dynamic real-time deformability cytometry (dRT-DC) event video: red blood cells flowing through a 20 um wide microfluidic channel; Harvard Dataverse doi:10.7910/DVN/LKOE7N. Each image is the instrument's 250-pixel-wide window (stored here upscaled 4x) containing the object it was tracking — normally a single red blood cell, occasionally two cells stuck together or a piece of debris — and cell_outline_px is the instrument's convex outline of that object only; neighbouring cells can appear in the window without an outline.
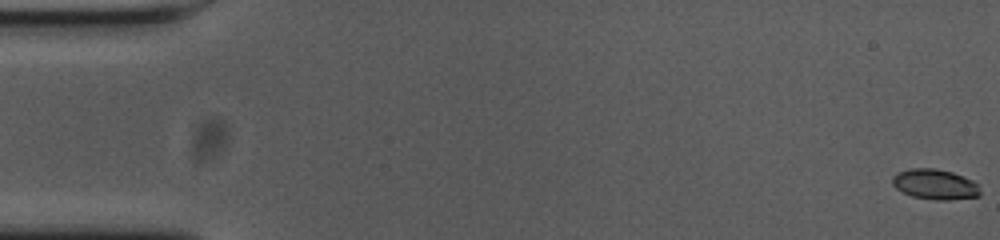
{"species": "common noctule bat (a hibernating species)", "species_latin": "Nyctalus noctula", "temperature_condition": "cold", "stored_images_in_passage": 28, "camera_frame_rate_fps": 3000, "um_per_image_px": 0.085, "animal": {"sex": "female", "body_mass_g": 23.0, "forearm_length_mm": 53.4}, "frame": {"image": 1, "passage_image": 1, "time_ms": 0.0, "image_size_px": [1000, 240], "cell_outline_px": [[980, 196], [948, 200], [936, 200], [912, 196], [896, 188], [892, 184], [892, 176], [896, 172], [912, 168], [932, 168], [952, 172], [972, 180], [980, 184]], "centroid_in_image_um": [79.48, 15.66], "position_along_channel_um": 5.5, "area_um2": 15.55}}
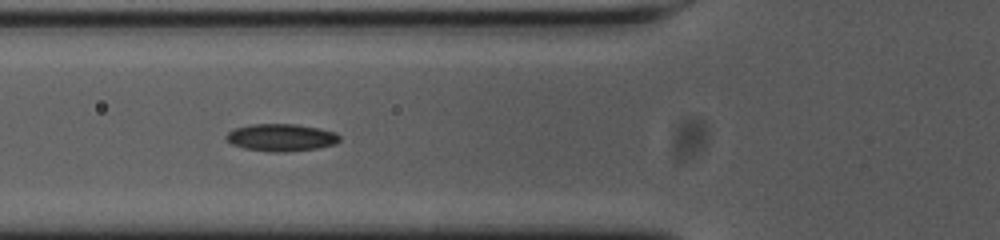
{"frame": {"image": 2, "passage_image": 21, "time_ms": 6.667, "image_size_px": [1000, 240], "cell_outline_px": [[340, 140], [336, 144], [316, 148], [284, 152], [272, 152], [244, 148], [232, 144], [224, 136], [228, 132], [236, 128], [252, 124], [296, 124], [320, 128], [336, 132], [340, 136]], "centroid_in_image_um": [23.92, 11.68], "position_along_channel_um": 101.9, "area_um2": 18.03}}
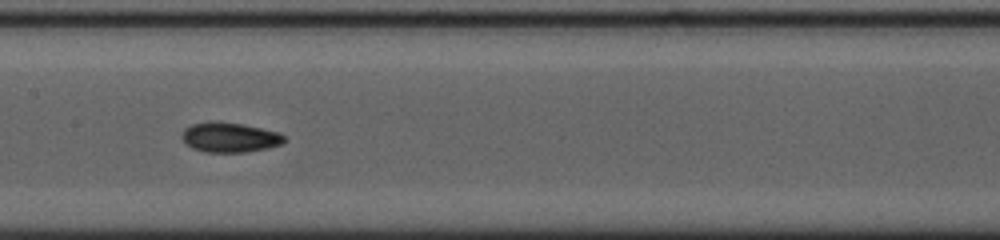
{"frame": {"image": 3, "passage_image": 28, "time_ms": 9.0, "image_size_px": [1000, 240], "cell_outline_px": [[284, 140], [280, 144], [268, 148], [244, 152], [204, 152], [192, 148], [180, 136], [184, 128], [192, 124], [208, 120], [212, 120], [244, 124], [280, 132], [284, 136]], "centroid_in_image_um": [19.49, 11.65], "position_along_channel_um": 187.9, "area_um2": 17.98}}